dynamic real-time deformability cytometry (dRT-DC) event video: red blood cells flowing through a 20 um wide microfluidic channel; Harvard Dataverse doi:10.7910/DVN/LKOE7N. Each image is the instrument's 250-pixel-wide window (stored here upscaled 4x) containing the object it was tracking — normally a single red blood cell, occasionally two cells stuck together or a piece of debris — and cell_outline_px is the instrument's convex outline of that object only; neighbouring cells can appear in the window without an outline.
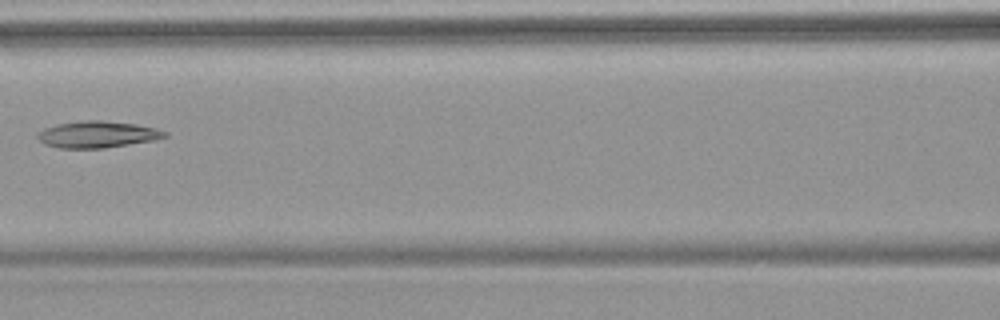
{"species": "common noctule bat (a hibernating species)", "species_latin": "Nyctalus noctula", "temperature_condition": "warm", "stored_images_in_passage": 7, "camera_frame_rate_fps": 3000, "um_per_image_px": 0.085, "animal": {"sex": "female", "body_mass_g": 18.4}, "frame": {"image": 1, "passage_image": 6, "time_ms": 8.0, "image_size_px": [1000, 320], "cell_outline_px": [[168, 136], [152, 140], [104, 148], [60, 148], [44, 144], [36, 136], [44, 128], [56, 124], [84, 120], [100, 120], [136, 124], [156, 128], [168, 132]], "centroid_in_image_um": [8.28, 11.42], "position_along_channel_um": 158.3, "area_um2": 19.59}}
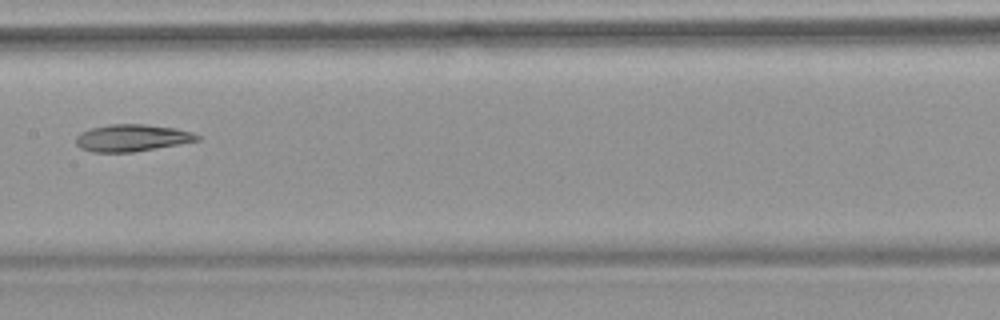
{"frame": {"image": 2, "passage_image": 7, "time_ms": 9.0, "image_size_px": [1000, 320], "cell_outline_px": [[200, 140], [132, 152], [92, 152], [80, 148], [76, 144], [76, 136], [80, 132], [92, 128], [112, 124], [144, 124], [176, 128], [192, 132], [200, 136]], "centroid_in_image_um": [11.2, 11.72], "position_along_channel_um": 196.2, "area_um2": 18.96}}